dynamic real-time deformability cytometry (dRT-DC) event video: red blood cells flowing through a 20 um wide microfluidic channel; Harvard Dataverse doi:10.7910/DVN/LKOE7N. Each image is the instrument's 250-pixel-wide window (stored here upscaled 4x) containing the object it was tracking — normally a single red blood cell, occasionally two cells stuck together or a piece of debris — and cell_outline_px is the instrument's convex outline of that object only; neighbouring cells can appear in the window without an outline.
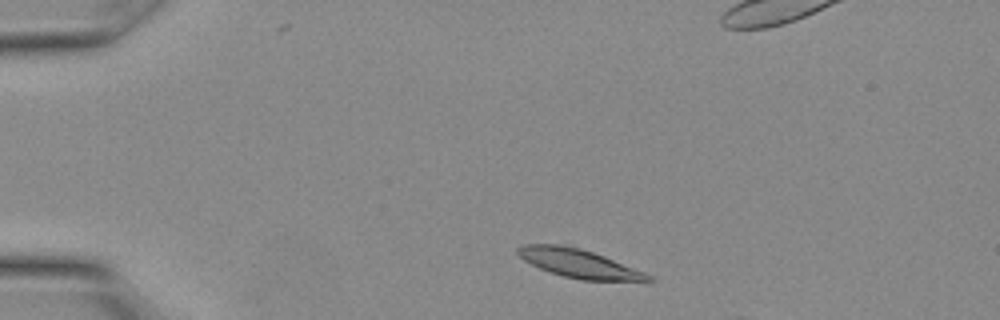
{"species": "Egyptian fruit bat (a non-hibernating species)", "species_latin": "Rousettus aegyptiacus", "temperature_condition": "warm", "stored_images_in_passage": 7, "camera_frame_rate_fps": 3000, "um_per_image_px": 0.085, "animal": {"sex": "female"}, "frame": {"image": 1, "passage_image": 1, "time_ms": 0.0, "image_size_px": [1000, 320], "cell_outline_px": [[656, 280], [648, 284], [580, 280], [564, 276], [540, 268], [524, 260], [516, 252], [516, 248], [524, 244], [560, 244], [580, 248], [604, 256], [644, 272], [652, 276]], "centroid_in_image_um": [49.37, 22.45], "position_along_channel_um": 35.6, "area_um2": 22.37}}
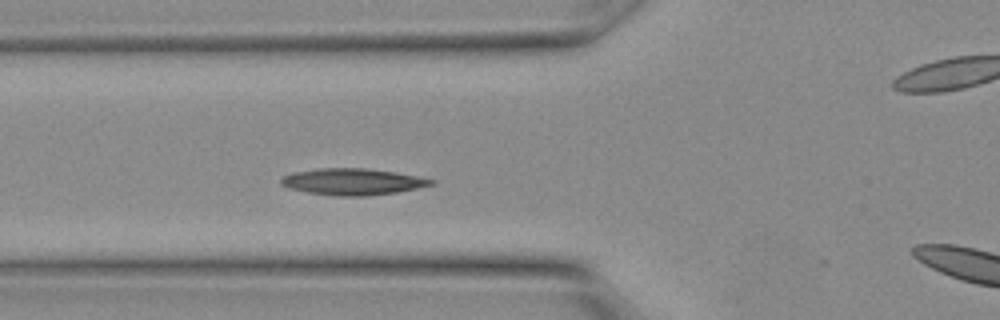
{"frame": {"image": 2, "passage_image": 6, "time_ms": 1.667, "image_size_px": [1000, 320], "cell_outline_px": [[436, 184], [396, 192], [368, 196], [336, 196], [308, 192], [288, 188], [280, 184], [280, 180], [284, 176], [292, 172], [320, 168], [368, 168], [396, 172], [436, 180]], "centroid_in_image_um": [29.97, 15.44], "position_along_channel_um": 95.8, "area_um2": 23.24}}